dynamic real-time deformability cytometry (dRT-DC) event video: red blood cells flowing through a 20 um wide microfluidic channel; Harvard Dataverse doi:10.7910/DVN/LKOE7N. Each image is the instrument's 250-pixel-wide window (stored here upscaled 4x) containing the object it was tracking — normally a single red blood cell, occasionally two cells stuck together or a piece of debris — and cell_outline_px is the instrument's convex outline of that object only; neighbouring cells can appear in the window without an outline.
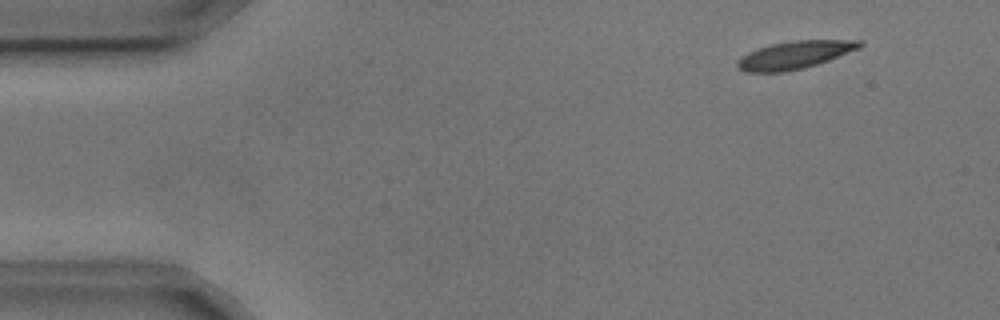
{"species": "common noctule bat (a hibernating species)", "species_latin": "Nyctalus noctula", "temperature_condition": "cold", "stored_images_in_passage": 5, "segment_of_instrument_passage": [1, 2], "camera_frame_rate_fps": 3000, "um_per_image_px": 0.085, "animal": {"sex": "male", "body_mass_g": 17.9, "forearm_length_mm": 54.2}, "frame": {"image": 1, "passage_image": 1, "time_ms": 0.0, "image_size_px": [1000, 320], "cell_outline_px": [[864, 44], [860, 48], [828, 60], [804, 68], [784, 72], [744, 72], [736, 64], [748, 52], [772, 44], [792, 40], [864, 40]], "centroid_in_image_um": [67.6, 4.66], "position_along_channel_um": 17.4, "area_um2": 19.54}}